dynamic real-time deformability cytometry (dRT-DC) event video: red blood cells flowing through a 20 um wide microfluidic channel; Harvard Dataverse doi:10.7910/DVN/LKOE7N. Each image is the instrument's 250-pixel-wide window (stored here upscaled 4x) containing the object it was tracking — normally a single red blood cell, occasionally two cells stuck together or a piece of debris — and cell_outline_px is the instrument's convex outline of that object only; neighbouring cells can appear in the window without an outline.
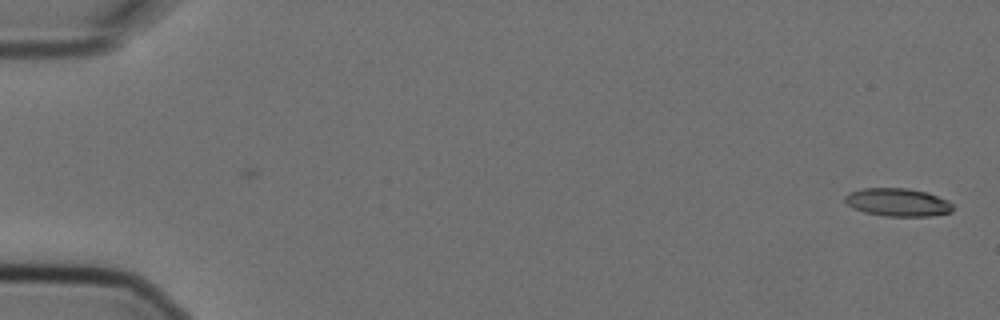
{"species": "Egyptian fruit bat (a non-hibernating species)", "species_latin": "Rousettus aegyptiacus", "temperature_condition": "cold", "stored_images_in_passage": 3, "camera_frame_rate_fps": 3000, "um_per_image_px": 0.085, "animal": {"sex": "female"}, "frame": {"image": 1, "passage_image": 3, "time_ms": 0.667, "image_size_px": [1000, 320], "cell_outline_px": [[952, 212], [932, 216], [884, 216], [864, 212], [852, 208], [844, 200], [844, 196], [848, 192], [860, 188], [908, 188], [928, 192], [948, 200], [952, 204]], "centroid_in_image_um": [76.29, 17.19], "position_along_channel_um": 8.7, "area_um2": 17.86}}